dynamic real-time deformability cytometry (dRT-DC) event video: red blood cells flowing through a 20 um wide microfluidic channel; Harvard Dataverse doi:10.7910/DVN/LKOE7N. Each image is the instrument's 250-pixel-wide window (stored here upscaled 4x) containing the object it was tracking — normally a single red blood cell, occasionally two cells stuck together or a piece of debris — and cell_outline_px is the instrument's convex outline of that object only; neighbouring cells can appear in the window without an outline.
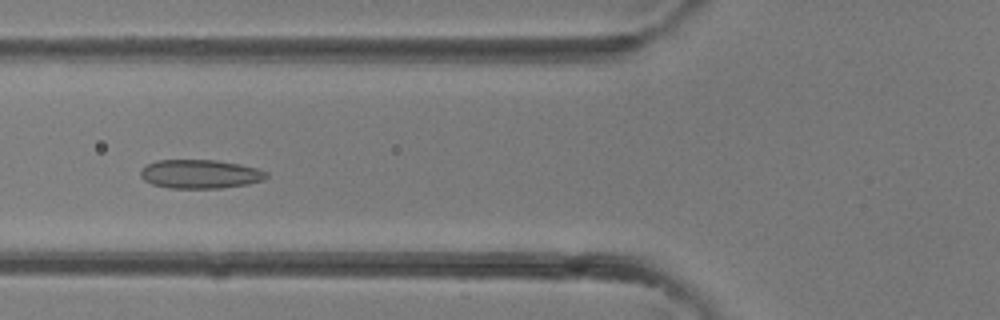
{"species": "common noctule bat (a hibernating species)", "species_latin": "Nyctalus noctula", "temperature_condition": "room temperature", "stored_images_in_passage": 39, "camera_frame_rate_fps": 3000, "um_per_image_px": 0.085, "animal": {"sex": "female"}, "frame": {"image": 1, "passage_image": 15, "time_ms": 4.667, "image_size_px": [1000, 320], "cell_outline_px": [[268, 176], [264, 180], [248, 184], [220, 188], [168, 188], [152, 184], [144, 180], [140, 176], [140, 172], [148, 164], [156, 160], [216, 160], [240, 164], [256, 168], [268, 172]], "centroid_in_image_um": [17.03, 14.79], "position_along_channel_um": 108.8, "area_um2": 21.15}}
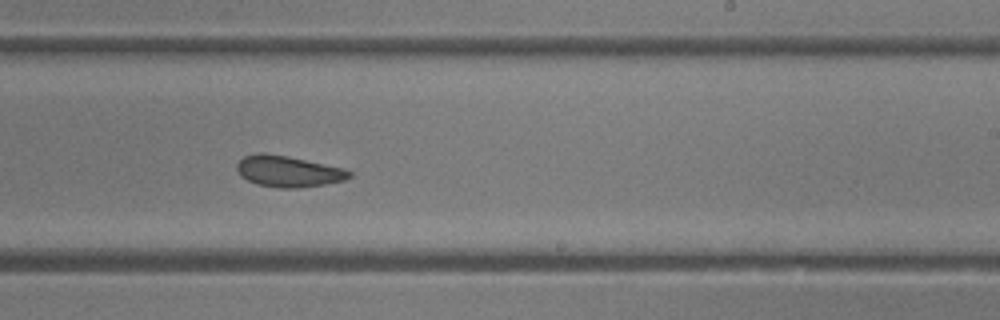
{"frame": {"image": 2, "passage_image": 24, "time_ms": 7.667, "image_size_px": [1000, 320], "cell_outline_px": [[352, 176], [344, 180], [324, 184], [296, 188], [280, 188], [256, 184], [240, 176], [236, 168], [236, 164], [244, 156], [284, 156], [344, 168], [352, 172]], "centroid_in_image_um": [24.54, 14.61], "position_along_channel_um": 264.5, "area_um2": 19.59}}
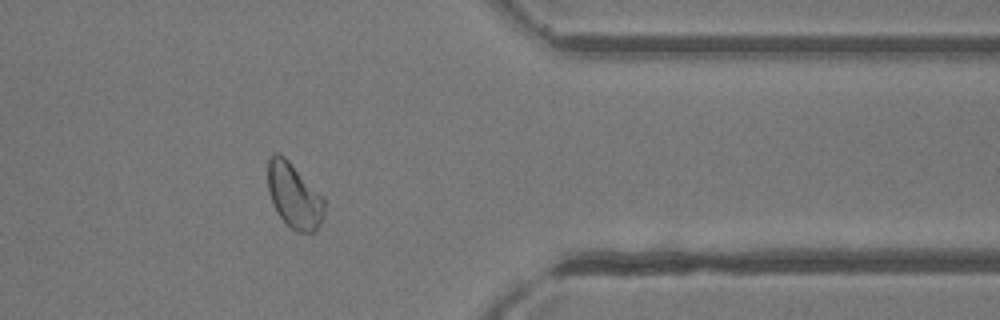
{"frame": {"image": 3, "passage_image": 32, "time_ms": 10.333, "image_size_px": [1000, 320], "cell_outline_px": [[324, 212], [320, 224], [316, 232], [300, 232], [292, 228], [280, 216], [268, 192], [268, 160], [276, 152], [284, 156], [324, 196]], "centroid_in_image_um": [25.02, 16.62], "position_along_channel_um": 386.4, "area_um2": 21.15}}